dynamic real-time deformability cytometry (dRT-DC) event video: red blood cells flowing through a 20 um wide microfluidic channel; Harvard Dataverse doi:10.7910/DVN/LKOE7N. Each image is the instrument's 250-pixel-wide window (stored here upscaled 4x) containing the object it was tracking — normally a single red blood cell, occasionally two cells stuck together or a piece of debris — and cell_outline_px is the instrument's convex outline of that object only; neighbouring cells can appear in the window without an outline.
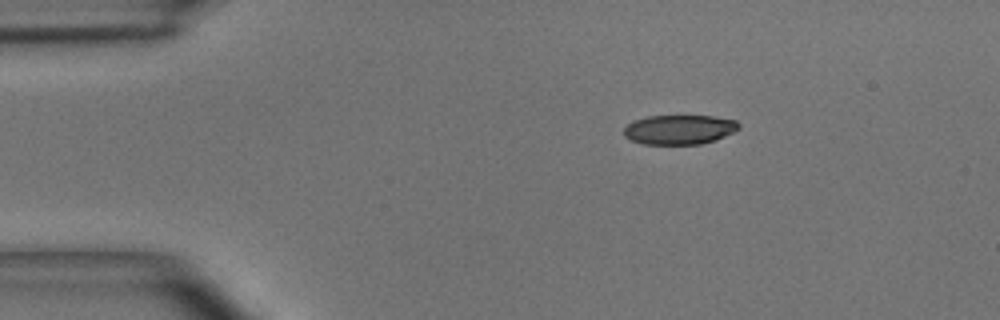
{"species": "common noctule bat (a hibernating species)", "species_latin": "Nyctalus noctula", "temperature_condition": "room temperature", "stored_images_in_passage": 32, "camera_frame_rate_fps": 3000, "um_per_image_px": 0.085, "animal": {"sex": "male", "body_mass_g": 15.6}, "frame": {"image": 1, "passage_image": 1, "time_ms": 0.0, "image_size_px": [1000, 320], "cell_outline_px": [[740, 128], [716, 140], [700, 144], [644, 144], [632, 140], [624, 136], [624, 128], [628, 124], [636, 120], [648, 116], [716, 116], [736, 120], [740, 124]], "centroid_in_image_um": [57.77, 11.01], "position_along_channel_um": 27.2, "area_um2": 19.71}}
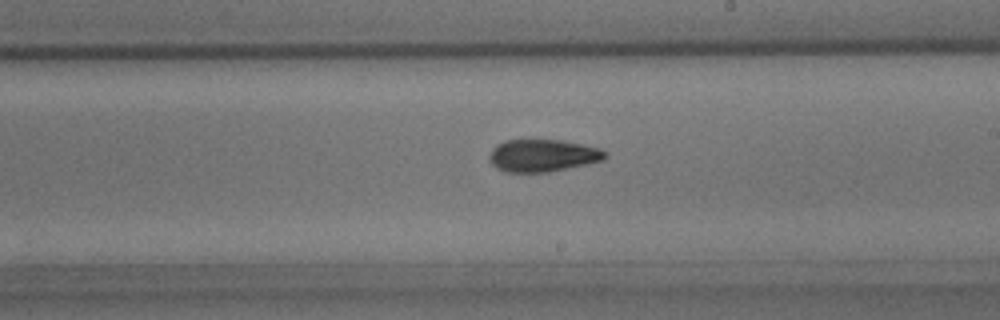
{"frame": {"image": 2, "passage_image": 21, "time_ms": 6.667, "image_size_px": [1000, 320], "cell_outline_px": [[608, 156], [600, 160], [588, 164], [548, 172], [504, 172], [496, 168], [488, 160], [488, 156], [492, 148], [496, 144], [504, 140], [560, 140], [600, 148]], "centroid_in_image_um": [46.06, 13.22], "position_along_channel_um": 242.9, "area_um2": 21.85}}
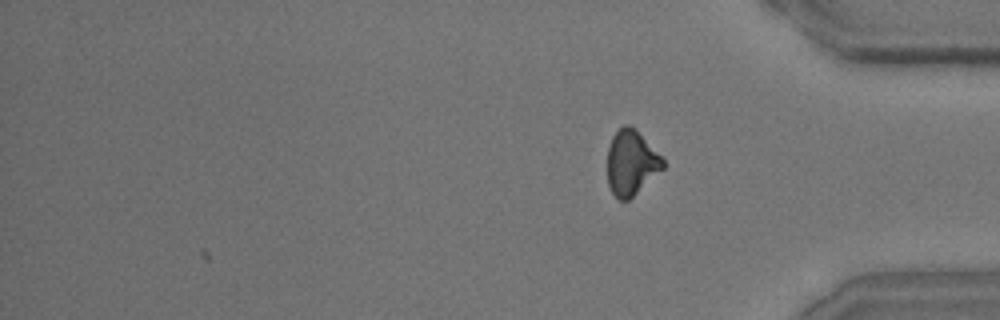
{"frame": {"image": 3, "passage_image": 32, "time_ms": 10.333, "image_size_px": [1000, 320], "cell_outline_px": [[664, 168], [628, 200], [620, 200], [612, 192], [608, 184], [608, 148], [612, 136], [624, 124], [628, 124], [636, 128], [664, 160]], "centroid_in_image_um": [53.65, 13.8], "position_along_channel_um": 381.5, "area_um2": 20.81}, "authors_computed_cell_mechanics": {"area_um2": 21.6461, "velocity_mm_per_s": 4.0548, "shape_relaxation_time_tau1_ms": 5.2266, "shape_relaxation_time_tau2_ms": 2.5408, "deformation_change_tau1": 0.1534, "deformation_change_tau2": 0.1001}}